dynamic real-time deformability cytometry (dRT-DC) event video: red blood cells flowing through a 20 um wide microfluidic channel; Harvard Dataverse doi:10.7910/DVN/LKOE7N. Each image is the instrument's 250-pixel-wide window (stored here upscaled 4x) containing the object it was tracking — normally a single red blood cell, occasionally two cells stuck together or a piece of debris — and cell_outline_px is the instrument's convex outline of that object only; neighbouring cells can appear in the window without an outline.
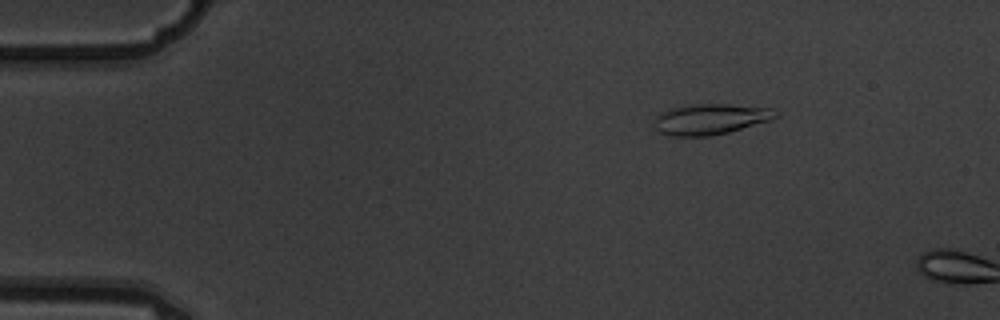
{"species": "common noctule bat (a hibernating species)", "species_latin": "Nyctalus noctula", "temperature_condition": "warm", "stored_images_in_passage": 4, "camera_frame_rate_fps": 3000, "um_per_image_px": 0.085, "animal": {"sex": "male", "body_mass_g": 19.5, "forearm_length_mm": 54.6}, "frame": {"image": 1, "passage_image": 3, "time_ms": 0.667, "image_size_px": [1000, 320], "cell_outline_px": [[780, 116], [772, 120], [728, 132], [708, 136], [672, 136], [660, 132], [652, 124], [656, 116], [660, 112], [672, 108], [696, 104], [728, 104], [772, 108], [780, 112]], "centroid_in_image_um": [60.42, 10.12], "position_along_channel_um": 24.6, "area_um2": 21.85}}